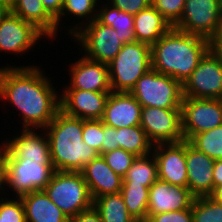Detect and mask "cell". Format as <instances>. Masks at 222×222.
I'll use <instances>...</instances> for the list:
<instances>
[{
    "label": "cell",
    "instance_id": "cell-1",
    "mask_svg": "<svg viewBox=\"0 0 222 222\" xmlns=\"http://www.w3.org/2000/svg\"><path fill=\"white\" fill-rule=\"evenodd\" d=\"M37 66L0 68V99L20 111L23 129H44L60 110V95Z\"/></svg>",
    "mask_w": 222,
    "mask_h": 222
},
{
    "label": "cell",
    "instance_id": "cell-2",
    "mask_svg": "<svg viewBox=\"0 0 222 222\" xmlns=\"http://www.w3.org/2000/svg\"><path fill=\"white\" fill-rule=\"evenodd\" d=\"M209 50L208 39L171 27L151 45V67L183 85Z\"/></svg>",
    "mask_w": 222,
    "mask_h": 222
},
{
    "label": "cell",
    "instance_id": "cell-3",
    "mask_svg": "<svg viewBox=\"0 0 222 222\" xmlns=\"http://www.w3.org/2000/svg\"><path fill=\"white\" fill-rule=\"evenodd\" d=\"M49 139L55 171L80 172L99 153L82 139L83 119L71 117L59 110L44 129Z\"/></svg>",
    "mask_w": 222,
    "mask_h": 222
},
{
    "label": "cell",
    "instance_id": "cell-4",
    "mask_svg": "<svg viewBox=\"0 0 222 222\" xmlns=\"http://www.w3.org/2000/svg\"><path fill=\"white\" fill-rule=\"evenodd\" d=\"M151 68L149 44L138 41L124 44L108 63L112 92H130L138 79Z\"/></svg>",
    "mask_w": 222,
    "mask_h": 222
},
{
    "label": "cell",
    "instance_id": "cell-5",
    "mask_svg": "<svg viewBox=\"0 0 222 222\" xmlns=\"http://www.w3.org/2000/svg\"><path fill=\"white\" fill-rule=\"evenodd\" d=\"M2 158L6 186L12 189L17 197L43 190L55 173L52 160L15 159L5 148Z\"/></svg>",
    "mask_w": 222,
    "mask_h": 222
},
{
    "label": "cell",
    "instance_id": "cell-6",
    "mask_svg": "<svg viewBox=\"0 0 222 222\" xmlns=\"http://www.w3.org/2000/svg\"><path fill=\"white\" fill-rule=\"evenodd\" d=\"M43 190L69 219L93 206V199L81 172L55 171Z\"/></svg>",
    "mask_w": 222,
    "mask_h": 222
},
{
    "label": "cell",
    "instance_id": "cell-7",
    "mask_svg": "<svg viewBox=\"0 0 222 222\" xmlns=\"http://www.w3.org/2000/svg\"><path fill=\"white\" fill-rule=\"evenodd\" d=\"M130 93L142 107L181 109L183 100L182 84L152 68L138 79Z\"/></svg>",
    "mask_w": 222,
    "mask_h": 222
},
{
    "label": "cell",
    "instance_id": "cell-8",
    "mask_svg": "<svg viewBox=\"0 0 222 222\" xmlns=\"http://www.w3.org/2000/svg\"><path fill=\"white\" fill-rule=\"evenodd\" d=\"M78 29V30H77ZM73 38L82 46L85 57L108 64L123 47V38L108 25L101 24L97 19L82 27L68 29Z\"/></svg>",
    "mask_w": 222,
    "mask_h": 222
},
{
    "label": "cell",
    "instance_id": "cell-9",
    "mask_svg": "<svg viewBox=\"0 0 222 222\" xmlns=\"http://www.w3.org/2000/svg\"><path fill=\"white\" fill-rule=\"evenodd\" d=\"M182 133L185 141L222 124L221 99L183 97L181 104Z\"/></svg>",
    "mask_w": 222,
    "mask_h": 222
},
{
    "label": "cell",
    "instance_id": "cell-10",
    "mask_svg": "<svg viewBox=\"0 0 222 222\" xmlns=\"http://www.w3.org/2000/svg\"><path fill=\"white\" fill-rule=\"evenodd\" d=\"M140 127L153 145L184 141L181 109L142 107Z\"/></svg>",
    "mask_w": 222,
    "mask_h": 222
},
{
    "label": "cell",
    "instance_id": "cell-11",
    "mask_svg": "<svg viewBox=\"0 0 222 222\" xmlns=\"http://www.w3.org/2000/svg\"><path fill=\"white\" fill-rule=\"evenodd\" d=\"M183 86V97L221 99L222 65L209 50L200 60Z\"/></svg>",
    "mask_w": 222,
    "mask_h": 222
},
{
    "label": "cell",
    "instance_id": "cell-12",
    "mask_svg": "<svg viewBox=\"0 0 222 222\" xmlns=\"http://www.w3.org/2000/svg\"><path fill=\"white\" fill-rule=\"evenodd\" d=\"M44 35L31 23L5 8L0 14V51L12 54L25 53Z\"/></svg>",
    "mask_w": 222,
    "mask_h": 222
},
{
    "label": "cell",
    "instance_id": "cell-13",
    "mask_svg": "<svg viewBox=\"0 0 222 222\" xmlns=\"http://www.w3.org/2000/svg\"><path fill=\"white\" fill-rule=\"evenodd\" d=\"M219 19L218 0H185L181 18L173 27L210 40Z\"/></svg>",
    "mask_w": 222,
    "mask_h": 222
},
{
    "label": "cell",
    "instance_id": "cell-14",
    "mask_svg": "<svg viewBox=\"0 0 222 222\" xmlns=\"http://www.w3.org/2000/svg\"><path fill=\"white\" fill-rule=\"evenodd\" d=\"M152 151L158 164V179L187 187L186 141L156 144Z\"/></svg>",
    "mask_w": 222,
    "mask_h": 222
},
{
    "label": "cell",
    "instance_id": "cell-15",
    "mask_svg": "<svg viewBox=\"0 0 222 222\" xmlns=\"http://www.w3.org/2000/svg\"><path fill=\"white\" fill-rule=\"evenodd\" d=\"M111 92L64 89L60 95V110L71 117L84 120L102 119Z\"/></svg>",
    "mask_w": 222,
    "mask_h": 222
},
{
    "label": "cell",
    "instance_id": "cell-16",
    "mask_svg": "<svg viewBox=\"0 0 222 222\" xmlns=\"http://www.w3.org/2000/svg\"><path fill=\"white\" fill-rule=\"evenodd\" d=\"M194 199L188 187L174 186L157 179L149 188L147 219L151 215L190 209Z\"/></svg>",
    "mask_w": 222,
    "mask_h": 222
},
{
    "label": "cell",
    "instance_id": "cell-17",
    "mask_svg": "<svg viewBox=\"0 0 222 222\" xmlns=\"http://www.w3.org/2000/svg\"><path fill=\"white\" fill-rule=\"evenodd\" d=\"M70 66V85L64 89L112 92L108 64L88 59L83 55Z\"/></svg>",
    "mask_w": 222,
    "mask_h": 222
},
{
    "label": "cell",
    "instance_id": "cell-18",
    "mask_svg": "<svg viewBox=\"0 0 222 222\" xmlns=\"http://www.w3.org/2000/svg\"><path fill=\"white\" fill-rule=\"evenodd\" d=\"M215 160L186 141L187 187L195 197L209 196L214 189Z\"/></svg>",
    "mask_w": 222,
    "mask_h": 222
},
{
    "label": "cell",
    "instance_id": "cell-19",
    "mask_svg": "<svg viewBox=\"0 0 222 222\" xmlns=\"http://www.w3.org/2000/svg\"><path fill=\"white\" fill-rule=\"evenodd\" d=\"M142 106L130 92H111L102 122L116 129L140 125Z\"/></svg>",
    "mask_w": 222,
    "mask_h": 222
},
{
    "label": "cell",
    "instance_id": "cell-20",
    "mask_svg": "<svg viewBox=\"0 0 222 222\" xmlns=\"http://www.w3.org/2000/svg\"><path fill=\"white\" fill-rule=\"evenodd\" d=\"M80 172L93 200L121 191L123 178L107 165L102 155L94 158Z\"/></svg>",
    "mask_w": 222,
    "mask_h": 222
},
{
    "label": "cell",
    "instance_id": "cell-21",
    "mask_svg": "<svg viewBox=\"0 0 222 222\" xmlns=\"http://www.w3.org/2000/svg\"><path fill=\"white\" fill-rule=\"evenodd\" d=\"M8 141H4V148L15 159L51 160L47 134L38 135L35 129H23L17 137Z\"/></svg>",
    "mask_w": 222,
    "mask_h": 222
},
{
    "label": "cell",
    "instance_id": "cell-22",
    "mask_svg": "<svg viewBox=\"0 0 222 222\" xmlns=\"http://www.w3.org/2000/svg\"><path fill=\"white\" fill-rule=\"evenodd\" d=\"M26 222H70L66 214L48 197L44 190L21 197Z\"/></svg>",
    "mask_w": 222,
    "mask_h": 222
},
{
    "label": "cell",
    "instance_id": "cell-23",
    "mask_svg": "<svg viewBox=\"0 0 222 222\" xmlns=\"http://www.w3.org/2000/svg\"><path fill=\"white\" fill-rule=\"evenodd\" d=\"M8 9L31 23L45 37L55 38L56 20L46 11L41 0H14Z\"/></svg>",
    "mask_w": 222,
    "mask_h": 222
},
{
    "label": "cell",
    "instance_id": "cell-24",
    "mask_svg": "<svg viewBox=\"0 0 222 222\" xmlns=\"http://www.w3.org/2000/svg\"><path fill=\"white\" fill-rule=\"evenodd\" d=\"M171 27V24L152 5L134 15L136 41L150 46L156 43Z\"/></svg>",
    "mask_w": 222,
    "mask_h": 222
},
{
    "label": "cell",
    "instance_id": "cell-25",
    "mask_svg": "<svg viewBox=\"0 0 222 222\" xmlns=\"http://www.w3.org/2000/svg\"><path fill=\"white\" fill-rule=\"evenodd\" d=\"M96 19L104 25L115 29L123 38V44L136 41L134 34V16L128 12L115 8L109 2L97 11Z\"/></svg>",
    "mask_w": 222,
    "mask_h": 222
},
{
    "label": "cell",
    "instance_id": "cell-26",
    "mask_svg": "<svg viewBox=\"0 0 222 222\" xmlns=\"http://www.w3.org/2000/svg\"><path fill=\"white\" fill-rule=\"evenodd\" d=\"M151 154L152 156H150ZM157 179L158 164L153 152H151L134 158L131 167L123 177L122 184H137L150 188Z\"/></svg>",
    "mask_w": 222,
    "mask_h": 222
},
{
    "label": "cell",
    "instance_id": "cell-27",
    "mask_svg": "<svg viewBox=\"0 0 222 222\" xmlns=\"http://www.w3.org/2000/svg\"><path fill=\"white\" fill-rule=\"evenodd\" d=\"M94 208L103 222H133L135 218L128 212L121 192L104 195L93 200Z\"/></svg>",
    "mask_w": 222,
    "mask_h": 222
},
{
    "label": "cell",
    "instance_id": "cell-28",
    "mask_svg": "<svg viewBox=\"0 0 222 222\" xmlns=\"http://www.w3.org/2000/svg\"><path fill=\"white\" fill-rule=\"evenodd\" d=\"M117 144L135 156H142L152 152L153 144L147 138L140 125L117 129Z\"/></svg>",
    "mask_w": 222,
    "mask_h": 222
},
{
    "label": "cell",
    "instance_id": "cell-29",
    "mask_svg": "<svg viewBox=\"0 0 222 222\" xmlns=\"http://www.w3.org/2000/svg\"><path fill=\"white\" fill-rule=\"evenodd\" d=\"M120 192L128 212L135 219H147L149 188L144 185L122 184Z\"/></svg>",
    "mask_w": 222,
    "mask_h": 222
},
{
    "label": "cell",
    "instance_id": "cell-30",
    "mask_svg": "<svg viewBox=\"0 0 222 222\" xmlns=\"http://www.w3.org/2000/svg\"><path fill=\"white\" fill-rule=\"evenodd\" d=\"M198 151L214 160L222 159V124L208 131L195 134L189 141Z\"/></svg>",
    "mask_w": 222,
    "mask_h": 222
},
{
    "label": "cell",
    "instance_id": "cell-31",
    "mask_svg": "<svg viewBox=\"0 0 222 222\" xmlns=\"http://www.w3.org/2000/svg\"><path fill=\"white\" fill-rule=\"evenodd\" d=\"M99 0H63L62 11L61 14L55 19L56 20V34L60 24V20L62 16H66V13L78 17L77 19H88L87 23L82 20V23L79 25L82 27L85 24L90 23L91 21L95 20L97 17V3ZM96 7V8H95ZM96 10V11H95ZM95 12V13H94ZM82 24V25H81Z\"/></svg>",
    "mask_w": 222,
    "mask_h": 222
},
{
    "label": "cell",
    "instance_id": "cell-32",
    "mask_svg": "<svg viewBox=\"0 0 222 222\" xmlns=\"http://www.w3.org/2000/svg\"><path fill=\"white\" fill-rule=\"evenodd\" d=\"M191 208L193 222H222V204L209 196L195 197Z\"/></svg>",
    "mask_w": 222,
    "mask_h": 222
},
{
    "label": "cell",
    "instance_id": "cell-33",
    "mask_svg": "<svg viewBox=\"0 0 222 222\" xmlns=\"http://www.w3.org/2000/svg\"><path fill=\"white\" fill-rule=\"evenodd\" d=\"M101 155L105 159L107 165L122 178L125 176L136 157L133 153L120 148Z\"/></svg>",
    "mask_w": 222,
    "mask_h": 222
},
{
    "label": "cell",
    "instance_id": "cell-34",
    "mask_svg": "<svg viewBox=\"0 0 222 222\" xmlns=\"http://www.w3.org/2000/svg\"><path fill=\"white\" fill-rule=\"evenodd\" d=\"M5 200V201H4ZM0 222H26L25 210L20 197L0 199Z\"/></svg>",
    "mask_w": 222,
    "mask_h": 222
},
{
    "label": "cell",
    "instance_id": "cell-35",
    "mask_svg": "<svg viewBox=\"0 0 222 222\" xmlns=\"http://www.w3.org/2000/svg\"><path fill=\"white\" fill-rule=\"evenodd\" d=\"M82 139L101 155L103 140V122L101 119H83Z\"/></svg>",
    "mask_w": 222,
    "mask_h": 222
},
{
    "label": "cell",
    "instance_id": "cell-36",
    "mask_svg": "<svg viewBox=\"0 0 222 222\" xmlns=\"http://www.w3.org/2000/svg\"><path fill=\"white\" fill-rule=\"evenodd\" d=\"M185 0H151V5L173 27L181 18Z\"/></svg>",
    "mask_w": 222,
    "mask_h": 222
},
{
    "label": "cell",
    "instance_id": "cell-37",
    "mask_svg": "<svg viewBox=\"0 0 222 222\" xmlns=\"http://www.w3.org/2000/svg\"><path fill=\"white\" fill-rule=\"evenodd\" d=\"M148 220L149 222H193L192 208L151 215Z\"/></svg>",
    "mask_w": 222,
    "mask_h": 222
},
{
    "label": "cell",
    "instance_id": "cell-38",
    "mask_svg": "<svg viewBox=\"0 0 222 222\" xmlns=\"http://www.w3.org/2000/svg\"><path fill=\"white\" fill-rule=\"evenodd\" d=\"M109 2L115 8L133 16L151 5V0H109Z\"/></svg>",
    "mask_w": 222,
    "mask_h": 222
},
{
    "label": "cell",
    "instance_id": "cell-39",
    "mask_svg": "<svg viewBox=\"0 0 222 222\" xmlns=\"http://www.w3.org/2000/svg\"><path fill=\"white\" fill-rule=\"evenodd\" d=\"M119 149L117 144V129L103 124V140L101 144V154Z\"/></svg>",
    "mask_w": 222,
    "mask_h": 222
},
{
    "label": "cell",
    "instance_id": "cell-40",
    "mask_svg": "<svg viewBox=\"0 0 222 222\" xmlns=\"http://www.w3.org/2000/svg\"><path fill=\"white\" fill-rule=\"evenodd\" d=\"M70 222H103L99 212L92 206L91 208L81 211Z\"/></svg>",
    "mask_w": 222,
    "mask_h": 222
},
{
    "label": "cell",
    "instance_id": "cell-41",
    "mask_svg": "<svg viewBox=\"0 0 222 222\" xmlns=\"http://www.w3.org/2000/svg\"><path fill=\"white\" fill-rule=\"evenodd\" d=\"M46 11L56 19L62 11L63 0H41Z\"/></svg>",
    "mask_w": 222,
    "mask_h": 222
},
{
    "label": "cell",
    "instance_id": "cell-42",
    "mask_svg": "<svg viewBox=\"0 0 222 222\" xmlns=\"http://www.w3.org/2000/svg\"><path fill=\"white\" fill-rule=\"evenodd\" d=\"M214 187L222 185V159L215 160L213 167Z\"/></svg>",
    "mask_w": 222,
    "mask_h": 222
},
{
    "label": "cell",
    "instance_id": "cell-43",
    "mask_svg": "<svg viewBox=\"0 0 222 222\" xmlns=\"http://www.w3.org/2000/svg\"><path fill=\"white\" fill-rule=\"evenodd\" d=\"M209 45H222V19H219L217 29L209 40Z\"/></svg>",
    "mask_w": 222,
    "mask_h": 222
},
{
    "label": "cell",
    "instance_id": "cell-44",
    "mask_svg": "<svg viewBox=\"0 0 222 222\" xmlns=\"http://www.w3.org/2000/svg\"><path fill=\"white\" fill-rule=\"evenodd\" d=\"M209 197L215 202L222 204V185L215 186Z\"/></svg>",
    "mask_w": 222,
    "mask_h": 222
},
{
    "label": "cell",
    "instance_id": "cell-45",
    "mask_svg": "<svg viewBox=\"0 0 222 222\" xmlns=\"http://www.w3.org/2000/svg\"><path fill=\"white\" fill-rule=\"evenodd\" d=\"M6 178H5V165H4V161L3 158L0 160V190H2L3 188H5V184H6Z\"/></svg>",
    "mask_w": 222,
    "mask_h": 222
},
{
    "label": "cell",
    "instance_id": "cell-46",
    "mask_svg": "<svg viewBox=\"0 0 222 222\" xmlns=\"http://www.w3.org/2000/svg\"><path fill=\"white\" fill-rule=\"evenodd\" d=\"M210 50L218 58L220 64L222 65V45H209Z\"/></svg>",
    "mask_w": 222,
    "mask_h": 222
},
{
    "label": "cell",
    "instance_id": "cell-47",
    "mask_svg": "<svg viewBox=\"0 0 222 222\" xmlns=\"http://www.w3.org/2000/svg\"><path fill=\"white\" fill-rule=\"evenodd\" d=\"M219 18L222 19V0H218Z\"/></svg>",
    "mask_w": 222,
    "mask_h": 222
},
{
    "label": "cell",
    "instance_id": "cell-48",
    "mask_svg": "<svg viewBox=\"0 0 222 222\" xmlns=\"http://www.w3.org/2000/svg\"><path fill=\"white\" fill-rule=\"evenodd\" d=\"M14 0H4V7L8 8Z\"/></svg>",
    "mask_w": 222,
    "mask_h": 222
},
{
    "label": "cell",
    "instance_id": "cell-49",
    "mask_svg": "<svg viewBox=\"0 0 222 222\" xmlns=\"http://www.w3.org/2000/svg\"><path fill=\"white\" fill-rule=\"evenodd\" d=\"M133 222H149L148 219H135Z\"/></svg>",
    "mask_w": 222,
    "mask_h": 222
},
{
    "label": "cell",
    "instance_id": "cell-50",
    "mask_svg": "<svg viewBox=\"0 0 222 222\" xmlns=\"http://www.w3.org/2000/svg\"><path fill=\"white\" fill-rule=\"evenodd\" d=\"M1 146H0V160L2 159V153H3V149H4V145H1Z\"/></svg>",
    "mask_w": 222,
    "mask_h": 222
},
{
    "label": "cell",
    "instance_id": "cell-51",
    "mask_svg": "<svg viewBox=\"0 0 222 222\" xmlns=\"http://www.w3.org/2000/svg\"><path fill=\"white\" fill-rule=\"evenodd\" d=\"M4 9H5V7L0 4V14L2 13V11H3Z\"/></svg>",
    "mask_w": 222,
    "mask_h": 222
},
{
    "label": "cell",
    "instance_id": "cell-52",
    "mask_svg": "<svg viewBox=\"0 0 222 222\" xmlns=\"http://www.w3.org/2000/svg\"><path fill=\"white\" fill-rule=\"evenodd\" d=\"M0 4L4 6V0H0Z\"/></svg>",
    "mask_w": 222,
    "mask_h": 222
}]
</instances>
